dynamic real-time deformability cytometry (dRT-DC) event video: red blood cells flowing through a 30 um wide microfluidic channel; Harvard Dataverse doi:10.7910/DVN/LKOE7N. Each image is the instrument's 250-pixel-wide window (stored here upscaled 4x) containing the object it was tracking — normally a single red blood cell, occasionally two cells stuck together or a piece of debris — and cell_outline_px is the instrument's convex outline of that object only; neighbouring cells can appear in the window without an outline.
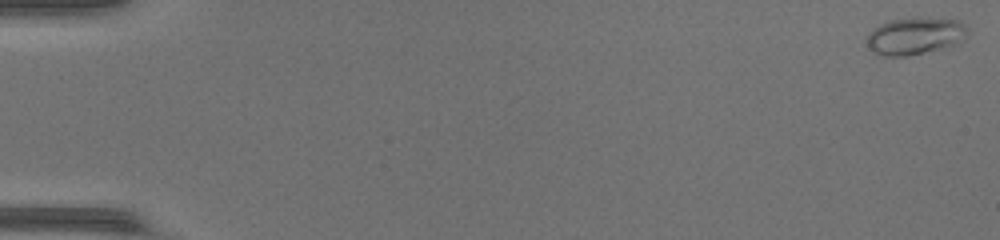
{"species": "common noctule bat (a hibernating species)", "species_latin": "Nyctalus noctula", "temperature_condition": "warm", "stored_images_in_passage": 45, "camera_frame_rate_fps": 3000, "um_per_image_px": 0.085, "animal": {"sex": "female", "body_mass_g": 17.0, "forearm_length_mm": 48.0}, "frame": {"image": 1, "passage_image": 1, "time_ms": 0.0, "image_size_px": [1000, 240], "cell_outline_px": [[968, 32], [964, 36], [952, 44], [924, 52], [908, 56], [884, 56], [872, 52], [868, 44], [868, 36], [872, 28], [880, 24], [892, 20], [916, 16], [920, 16], [956, 20], [964, 24], [968, 28]], "centroid_in_image_um": [77.73, 3.02], "position_along_channel_um": 7.3, "area_um2": 21.56}}
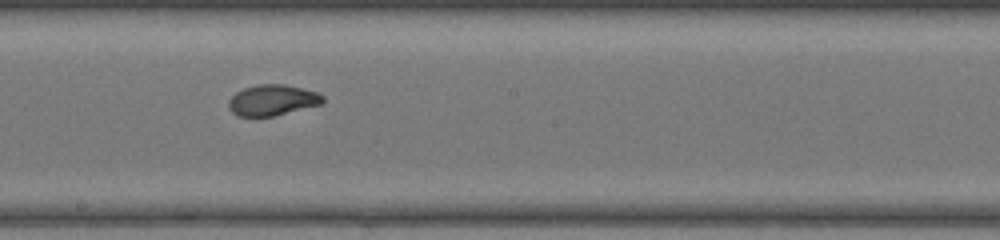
{"frame": {"image": 2, "passage_image": 28, "time_ms": 9.0, "image_size_px": [1000, 240], "cell_outline_px": [[324, 100], [320, 104], [276, 116], [236, 116], [228, 108], [228, 100], [236, 92], [244, 88], [256, 84], [284, 84], [316, 92], [324, 96]], "centroid_in_image_um": [23.12, 8.51], "position_along_channel_um": 225.1, "area_um2": 16.94}}
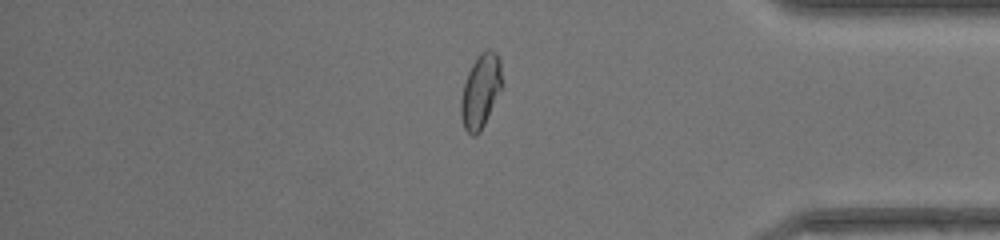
{"frame": {"image": 3, "passage_image": 41, "time_ms": 13.333, "image_size_px": [1000, 240], "cell_outline_px": [[504, 84], [480, 132], [476, 136], [472, 136], [464, 128], [460, 112], [460, 100], [464, 84], [468, 72], [472, 64], [480, 52], [488, 48], [496, 52], [500, 60]], "centroid_in_image_um": [40.87, 7.71], "position_along_channel_um": 394.3, "area_um2": 17.92}, "authors_computed_cell_mechanics": {"area_um2": 17.629, "velocity_mm_per_s": 4.4136, "shape_relaxation_time_tau1_ms": 4.2867, "shape_relaxation_time_tau2_ms": 0.7337, "deformation_change_tau1": 0.2076, "deformation_change_tau2": 0.0518}}